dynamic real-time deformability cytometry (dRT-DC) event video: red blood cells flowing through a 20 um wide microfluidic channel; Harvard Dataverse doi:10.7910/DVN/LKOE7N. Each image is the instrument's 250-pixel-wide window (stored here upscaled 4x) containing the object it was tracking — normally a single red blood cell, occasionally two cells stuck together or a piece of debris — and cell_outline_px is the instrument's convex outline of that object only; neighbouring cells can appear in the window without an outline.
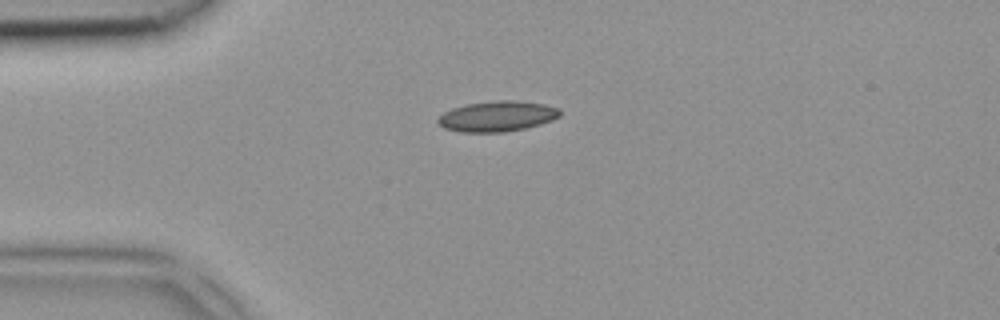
{"species": "common noctule bat (a hibernating species)", "species_latin": "Nyctalus noctula", "temperature_condition": "room temperature", "stored_images_in_passage": 2, "camera_frame_rate_fps": 3000, "um_per_image_px": 0.085, "animal": {"sex": "female", "body_mass_g": 18.4}, "frame": {"image": 1, "passage_image": 1, "time_ms": 0.0, "image_size_px": [1000, 320], "cell_outline_px": [[560, 116], [552, 120], [540, 124], [524, 128], [504, 132], [460, 132], [444, 128], [436, 120], [444, 112], [452, 108], [468, 104], [496, 100], [516, 100], [544, 104], [560, 108]], "centroid_in_image_um": [42.27, 9.88], "position_along_channel_um": 42.7, "area_um2": 21.62}}